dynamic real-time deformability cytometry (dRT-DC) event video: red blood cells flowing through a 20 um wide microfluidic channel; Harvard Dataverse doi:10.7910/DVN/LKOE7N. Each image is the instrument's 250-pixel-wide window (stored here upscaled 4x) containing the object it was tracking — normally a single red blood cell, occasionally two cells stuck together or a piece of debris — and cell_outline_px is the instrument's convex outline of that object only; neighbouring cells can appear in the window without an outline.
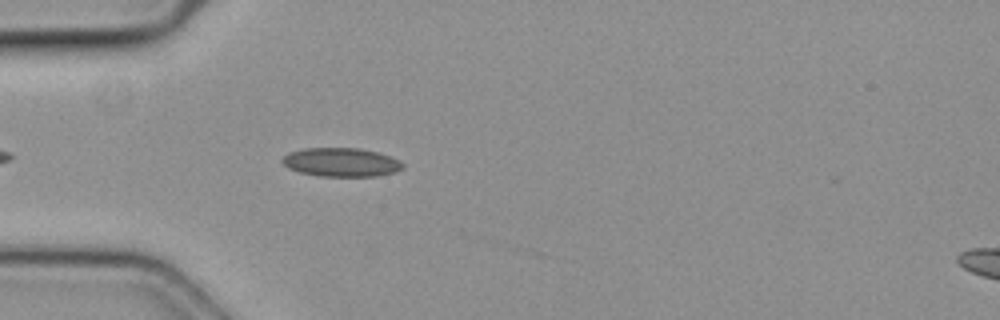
{"species": "common noctule bat (a hibernating species)", "species_latin": "Nyctalus noctula", "temperature_condition": "cold", "stored_images_in_passage": 42, "camera_frame_rate_fps": 3000, "um_per_image_px": 0.085, "animal": {"sex": "female", "body_mass_g": 19.3, "forearm_length_mm": 54.1}, "frame": {"image": 1, "passage_image": 6, "time_ms": 1.667, "image_size_px": [1000, 320], "cell_outline_px": [[404, 168], [396, 172], [376, 176], [320, 176], [300, 172], [288, 168], [280, 160], [288, 152], [304, 148], [360, 148], [376, 152], [388, 156], [404, 164]], "centroid_in_image_um": [28.97, 13.79], "position_along_channel_um": 56.0, "area_um2": 20.11}}
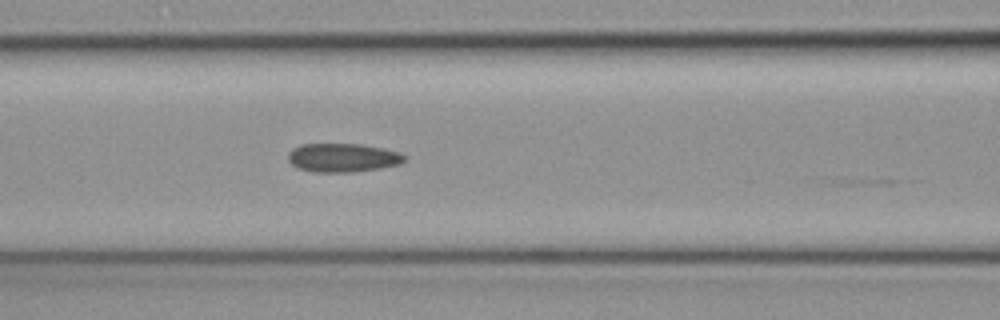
{"frame": {"image": 2, "passage_image": 13, "time_ms": 4.0, "image_size_px": [1000, 320], "cell_outline_px": [[408, 156], [400, 164], [380, 168], [352, 172], [316, 172], [296, 168], [288, 160], [288, 152], [292, 148], [300, 144], [360, 144], [384, 148], [400, 152]], "centroid_in_image_um": [29.13, 13.4], "position_along_channel_um": 137.5, "area_um2": 19.65}}
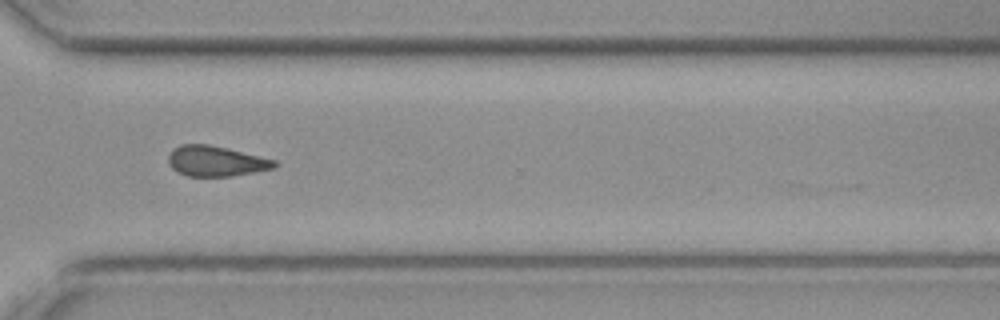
{"frame": {"image": 3, "passage_image": 30, "time_ms": 9.667, "image_size_px": [1000, 320], "cell_outline_px": [[276, 168], [232, 176], [188, 176], [172, 168], [168, 164], [168, 156], [172, 148], [180, 144], [208, 144], [276, 160]], "centroid_in_image_um": [18.32, 13.69], "position_along_channel_um": 352.3, "area_um2": 18.67}}